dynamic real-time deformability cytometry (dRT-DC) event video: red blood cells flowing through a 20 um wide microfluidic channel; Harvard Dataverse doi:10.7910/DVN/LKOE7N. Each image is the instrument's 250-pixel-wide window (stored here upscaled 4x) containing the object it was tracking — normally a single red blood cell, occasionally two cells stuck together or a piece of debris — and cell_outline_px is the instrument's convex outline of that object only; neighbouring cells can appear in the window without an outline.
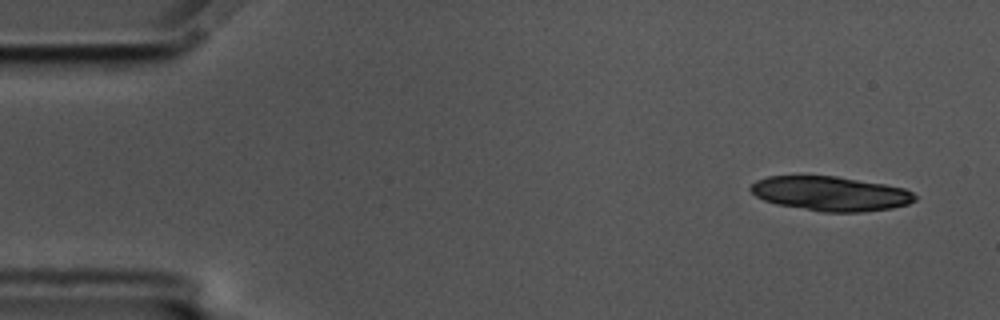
{"species": "common noctule bat (a hibernating species)", "species_latin": "Nyctalus noctula", "temperature_condition": "cold", "stored_images_in_passage": 54, "camera_frame_rate_fps": 3000, "um_per_image_px": 0.085, "animal": {"sex": "male", "body_mass_g": 17.5, "forearm_length_mm": 52.3}, "frame": {"image": 1, "passage_image": 1, "time_ms": 0.0, "image_size_px": [1000, 320], "cell_outline_px": [[916, 200], [908, 204], [892, 208], [860, 212], [820, 212], [776, 204], [764, 200], [756, 196], [748, 188], [756, 180], [768, 176], [836, 176], [884, 184], [904, 188], [912, 192], [916, 196]], "centroid_in_image_um": [70.58, 16.46], "position_along_channel_um": 14.4, "area_um2": 33.06}}
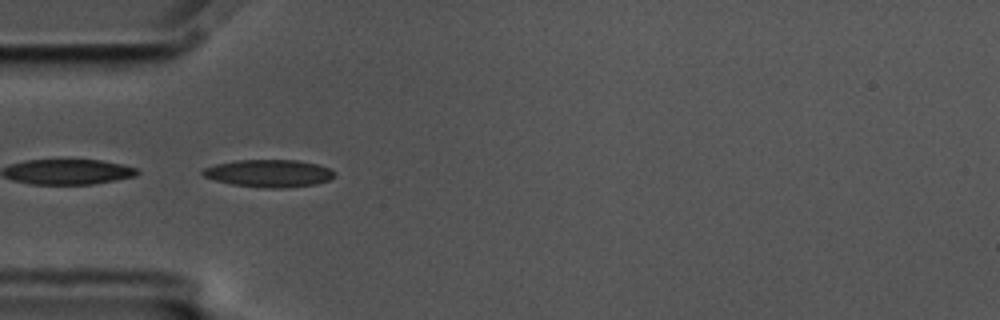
{"frame": {"image": 2, "passage_image": 15, "time_ms": 4.667, "image_size_px": [1000, 320], "cell_outline_px": [[336, 176], [328, 180], [316, 184], [284, 188], [264, 188], [232, 184], [216, 180], [204, 176], [200, 172], [204, 168], [216, 164], [236, 160], [296, 160], [316, 164], [328, 168], [336, 172]], "centroid_in_image_um": [22.87, 14.73], "position_along_channel_um": 62.1, "area_um2": 21.04}}
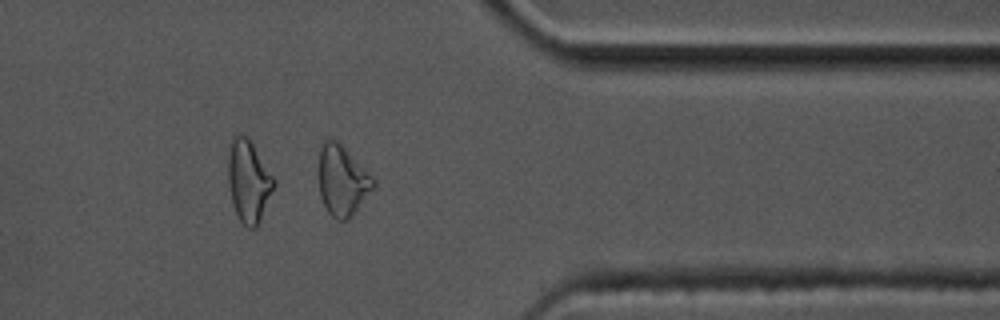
{"frame": {"image": 3, "passage_image": 44, "time_ms": 14.333, "image_size_px": [1000, 320], "cell_outline_px": [[376, 188], [356, 212], [348, 220], [336, 220], [328, 212], [320, 196], [320, 148], [324, 140], [336, 140], [376, 180]], "centroid_in_image_um": [29.14, 15.41], "position_along_channel_um": 382.3, "area_um2": 22.2}, "authors_computed_cell_mechanics": {"area_um2": 21.0681, "velocity_mm_per_s": 3.4426, "shape_relaxation_time_tau1_ms": 4.4912, "shape_relaxation_time_tau2_ms": 3.7623, "deformation_change_tau1": 0.1429, "deformation_change_tau2": 0.1344}}